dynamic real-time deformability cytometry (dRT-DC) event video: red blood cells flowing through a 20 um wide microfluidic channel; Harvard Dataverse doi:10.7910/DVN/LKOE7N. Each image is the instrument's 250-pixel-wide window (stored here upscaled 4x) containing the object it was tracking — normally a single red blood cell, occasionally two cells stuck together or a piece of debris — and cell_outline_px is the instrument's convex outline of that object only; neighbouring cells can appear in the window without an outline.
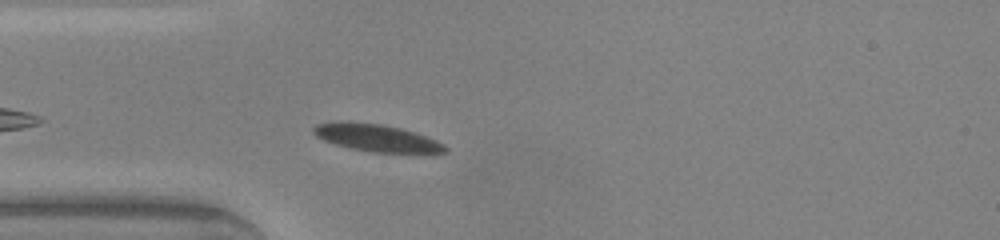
{"species": "common noctule bat (a hibernating species)", "species_latin": "Nyctalus noctula", "temperature_condition": "warm", "stored_images_in_passage": 34, "camera_frame_rate_fps": 3000, "um_per_image_px": 0.085, "animal": {"sex": "male", "body_mass_g": 20.0, "forearm_length_mm": 53.3}, "frame": {"image": 1, "passage_image": 4, "time_ms": 1.0, "image_size_px": [1000, 240], "cell_outline_px": [[448, 152], [436, 156], [372, 152], [348, 148], [324, 140], [316, 136], [312, 132], [312, 128], [316, 124], [340, 120], [348, 120], [380, 124], [400, 128], [416, 132], [436, 140], [444, 144], [448, 148]], "centroid_in_image_um": [32.13, 11.76], "position_along_channel_um": 52.9, "area_um2": 22.14}}
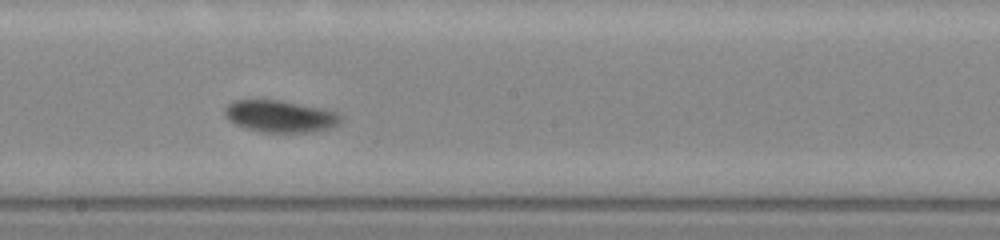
{"frame": {"image": 2, "passage_image": 17, "time_ms": 5.333, "image_size_px": [1000, 240], "cell_outline_px": [[340, 120], [332, 128], [316, 132], [260, 132], [236, 124], [228, 120], [224, 116], [224, 108], [232, 100], [280, 100], [320, 108], [336, 112], [340, 116]], "centroid_in_image_um": [23.77, 9.89], "position_along_channel_um": 224.4, "area_um2": 21.5}}
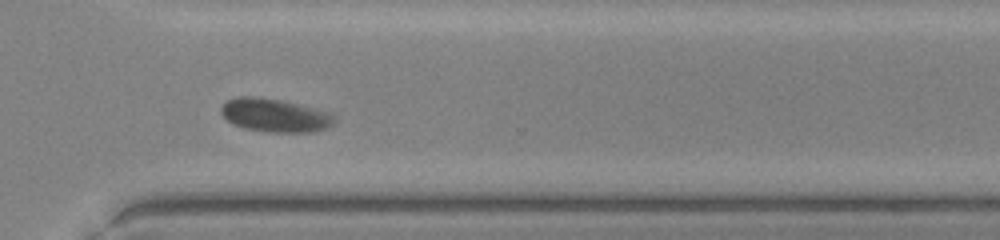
{"frame": {"image": 3, "passage_image": 26, "time_ms": 8.333, "image_size_px": [1000, 240], "cell_outline_px": [[336, 120], [332, 124], [324, 128], [312, 132], [272, 132], [244, 128], [228, 120], [220, 112], [220, 108], [228, 100], [236, 96], [256, 96], [280, 100], [332, 112], [336, 116]], "centroid_in_image_um": [23.39, 9.79], "position_along_channel_um": 347.2, "area_um2": 21.91}, "authors_computed_cell_mechanics": {"area_um2": 21.6172, "velocity_mm_per_s": 4.0746, "shape_relaxation_time_tau1_ms": 3.8915, "shape_relaxation_time_tau2_ms": null, "deformation_change_tau1": 0.1093, "deformation_change_tau2": null}}